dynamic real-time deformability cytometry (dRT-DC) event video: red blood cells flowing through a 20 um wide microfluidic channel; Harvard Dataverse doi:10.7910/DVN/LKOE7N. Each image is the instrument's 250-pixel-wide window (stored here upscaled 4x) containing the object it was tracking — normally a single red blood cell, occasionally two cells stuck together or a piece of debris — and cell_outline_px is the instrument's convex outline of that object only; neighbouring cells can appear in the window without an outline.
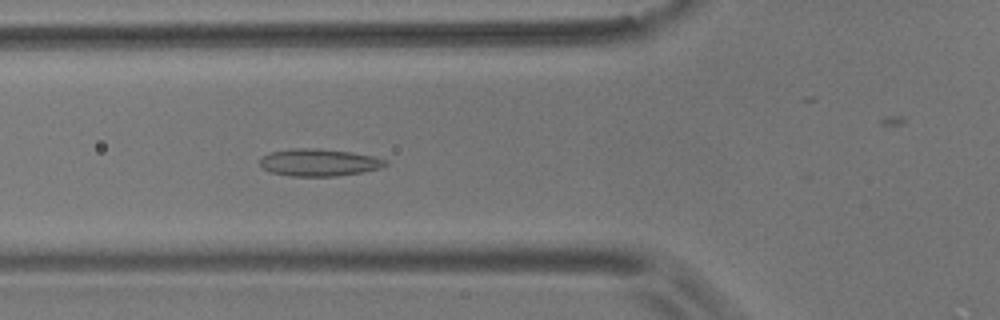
{"species": "common noctule bat (a hibernating species)", "species_latin": "Nyctalus noctula", "temperature_condition": "room temperature", "stored_images_in_passage": 55, "camera_frame_rate_fps": 3000, "um_per_image_px": 0.085, "animal": {"sex": "male", "body_mass_g": 17.9}, "frame": {"image": 1, "passage_image": 19, "time_ms": 6.0, "image_size_px": [1000, 320], "cell_outline_px": [[388, 164], [380, 168], [364, 172], [336, 176], [288, 176], [272, 172], [264, 168], [260, 164], [260, 156], [268, 152], [292, 148], [316, 148], [352, 152], [372, 156], [388, 160]], "centroid_in_image_um": [27.11, 13.8], "position_along_channel_um": 98.7, "area_um2": 20.11}}
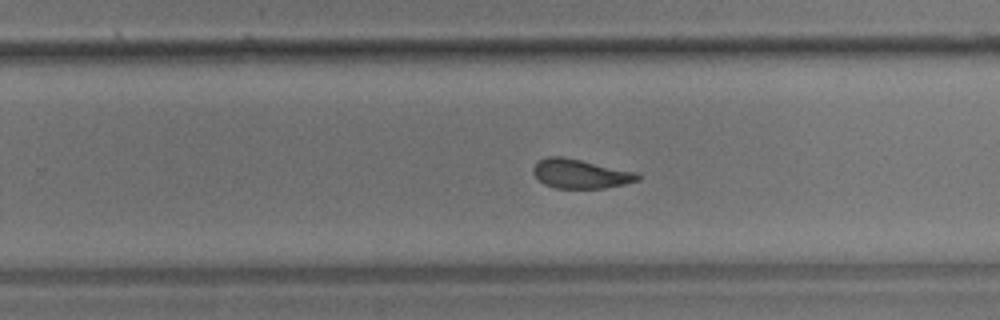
{"frame": {"image": 2, "passage_image": 34, "time_ms": 11.0, "image_size_px": [1000, 320], "cell_outline_px": [[640, 180], [624, 184], [604, 188], [556, 188], [544, 184], [532, 172], [532, 168], [536, 160], [548, 156], [560, 156], [580, 160], [636, 172], [640, 176]], "centroid_in_image_um": [49.29, 14.77], "position_along_channel_um": 280.5, "area_um2": 17.69}}
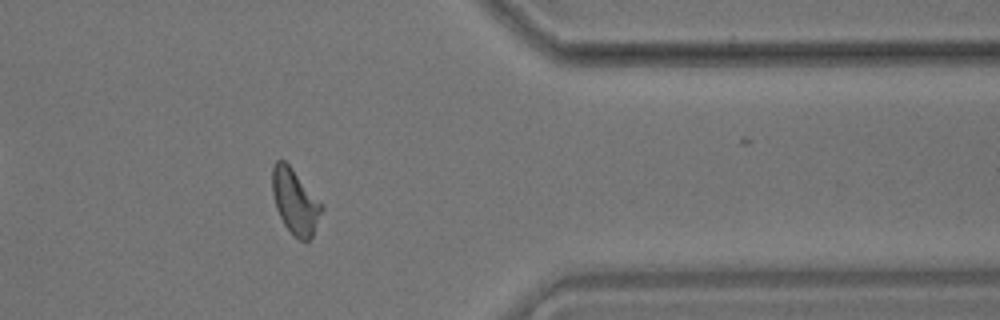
{"frame": {"image": 3, "passage_image": 44, "time_ms": 14.333, "image_size_px": [1000, 320], "cell_outline_px": [[324, 208], [312, 236], [308, 244], [292, 236], [284, 224], [276, 208], [272, 192], [272, 168], [276, 160], [284, 160], [292, 168], [324, 204]], "centroid_in_image_um": [25.11, 17.16], "position_along_channel_um": 386.3, "area_um2": 19.02}, "authors_computed_cell_mechanics": {"area_um2": 18.6116, "velocity_mm_per_s": 3.6375, "shape_relaxation_time_tau1_ms": null, "shape_relaxation_time_tau2_ms": 2.1628, "deformation_change_tau1": null, "deformation_change_tau2": 0.0929}}